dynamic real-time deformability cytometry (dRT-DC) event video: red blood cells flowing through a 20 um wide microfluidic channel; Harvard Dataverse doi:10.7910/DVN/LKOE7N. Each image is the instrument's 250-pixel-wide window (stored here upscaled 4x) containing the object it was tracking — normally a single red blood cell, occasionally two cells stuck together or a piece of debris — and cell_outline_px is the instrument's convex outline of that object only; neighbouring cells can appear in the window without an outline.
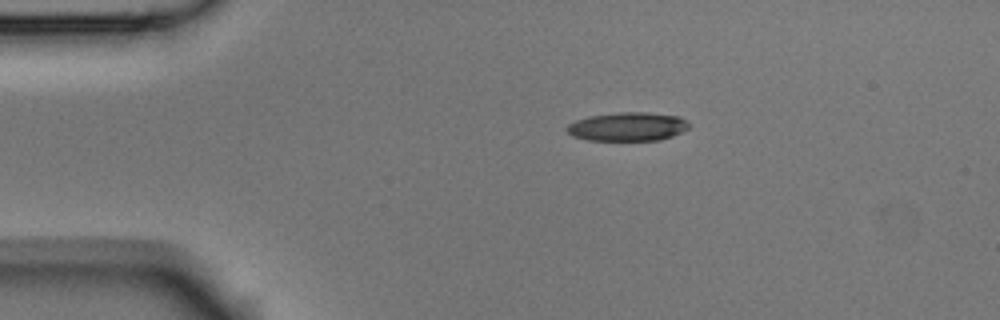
{"species": "Egyptian fruit bat (a non-hibernating species)", "species_latin": "Rousettus aegyptiacus", "temperature_condition": "room temperature", "stored_images_in_passage": 3, "camera_frame_rate_fps": 3000, "um_per_image_px": 0.085, "animal": {"sex": "male"}, "frame": {"image": 1, "passage_image": 1, "time_ms": 0.0, "image_size_px": [1000, 320], "cell_outline_px": [[688, 128], [672, 136], [660, 140], [588, 140], [572, 136], [564, 128], [568, 124], [576, 120], [588, 116], [620, 112], [648, 112], [680, 116], [688, 124]], "centroid_in_image_um": [53.31, 10.76], "position_along_channel_um": 31.7, "area_um2": 20.4}}
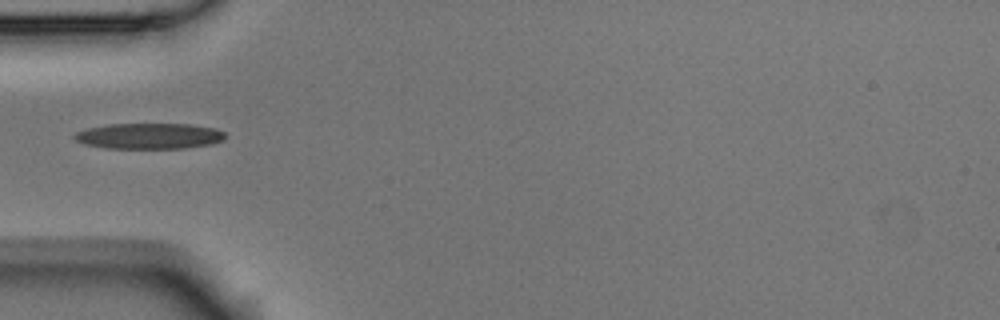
{"frame": {"image": 2, "passage_image": 3, "time_ms": 0.667, "image_size_px": [1000, 320], "cell_outline_px": [[228, 136], [224, 140], [212, 144], [184, 148], [104, 148], [84, 144], [76, 140], [72, 136], [76, 132], [88, 128], [108, 124], [188, 124], [216, 128], [224, 132]], "centroid_in_image_um": [12.71, 11.56], "position_along_channel_um": 72.3, "area_um2": 22.77}}